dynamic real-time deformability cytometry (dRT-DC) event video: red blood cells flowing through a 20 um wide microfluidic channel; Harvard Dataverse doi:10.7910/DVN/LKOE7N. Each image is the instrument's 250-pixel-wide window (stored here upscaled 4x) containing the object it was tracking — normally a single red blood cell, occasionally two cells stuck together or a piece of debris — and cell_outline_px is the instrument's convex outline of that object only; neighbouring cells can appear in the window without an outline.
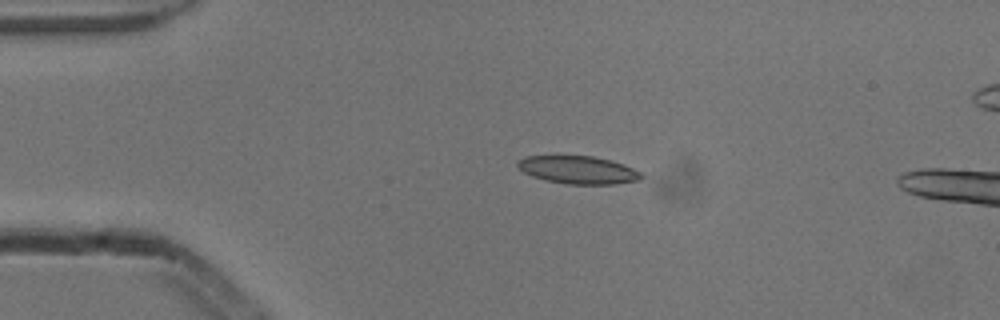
{"species": "common noctule bat (a hibernating species)", "species_latin": "Nyctalus noctula", "temperature_condition": "cold", "stored_images_in_passage": 3, "camera_frame_rate_fps": 3000, "um_per_image_px": 0.085, "animal": {"sex": "male", "body_mass_g": 13.3}, "frame": {"image": 1, "passage_image": 2, "time_ms": 0.333, "image_size_px": [1000, 320], "cell_outline_px": [[644, 176], [640, 180], [612, 184], [564, 184], [544, 180], [532, 176], [524, 172], [516, 164], [524, 156], [592, 156], [624, 164], [640, 172]], "centroid_in_image_um": [49.14, 14.45], "position_along_channel_um": 35.9, "area_um2": 19.94}}